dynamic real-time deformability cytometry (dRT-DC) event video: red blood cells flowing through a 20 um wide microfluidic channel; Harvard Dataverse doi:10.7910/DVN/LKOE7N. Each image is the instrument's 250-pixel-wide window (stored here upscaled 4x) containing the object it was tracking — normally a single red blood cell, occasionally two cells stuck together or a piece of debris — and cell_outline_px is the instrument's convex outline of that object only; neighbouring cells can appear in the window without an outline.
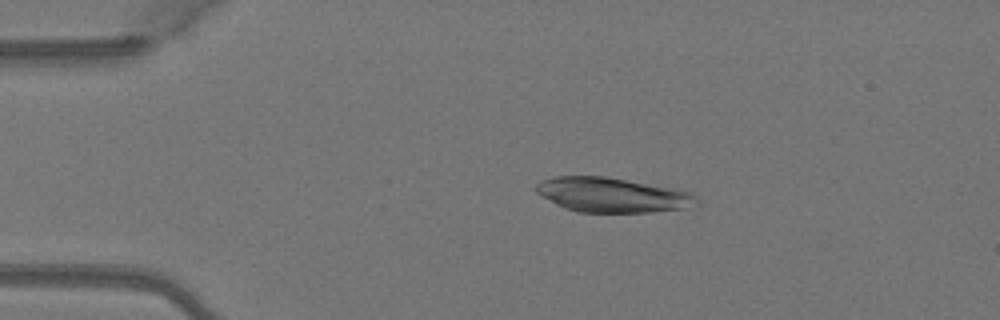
{"species": "Egyptian fruit bat (a non-hibernating species)", "species_latin": "Rousettus aegyptiacus", "temperature_condition": "warm", "stored_images_in_passage": 49, "camera_frame_rate_fps": 3000, "um_per_image_px": 0.085, "animal": {"sex": "female"}, "frame": {"image": 1, "passage_image": 10, "time_ms": 3.0, "image_size_px": [1000, 320], "cell_outline_px": [[696, 200], [684, 208], [652, 212], [580, 212], [564, 208], [556, 204], [536, 192], [536, 184], [540, 180], [556, 176], [604, 176], [692, 192], [696, 196]], "centroid_in_image_um": [51.96, 16.56], "position_along_channel_um": 33.0, "area_um2": 31.85}}
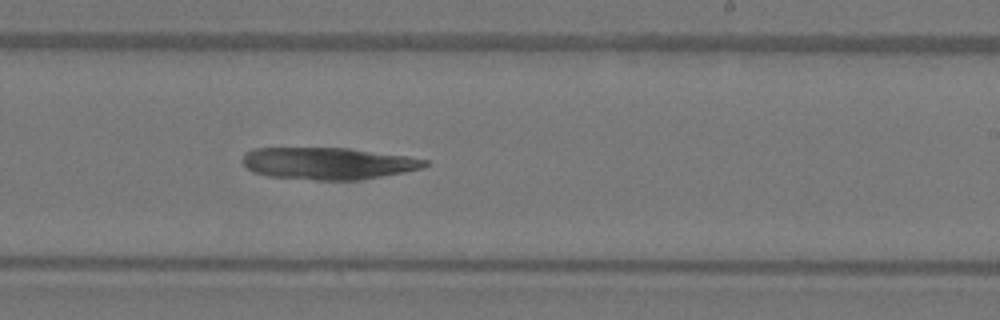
{"frame": {"image": 2, "passage_image": 30, "time_ms": 9.667, "image_size_px": [1000, 320], "cell_outline_px": [[428, 164], [424, 168], [404, 172], [360, 180], [316, 180], [268, 176], [252, 172], [240, 160], [244, 152], [252, 148], [348, 148], [408, 156], [428, 160]], "centroid_in_image_um": [27.86, 13.88], "position_along_channel_um": 261.1, "area_um2": 34.22}}
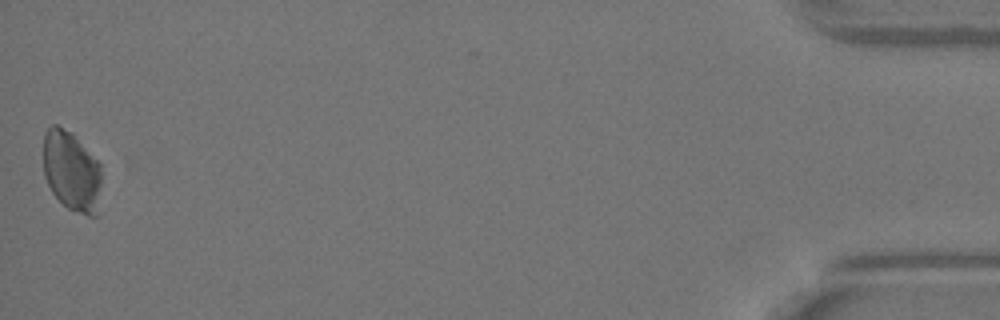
{"frame": {"image": 3, "passage_image": 49, "time_ms": 16.0, "image_size_px": [1000, 320], "cell_outline_px": [[100, 216], [88, 216], [68, 208], [52, 192], [44, 176], [44, 132], [52, 124], [56, 124], [72, 132], [100, 164]], "centroid_in_image_um": [6.1, 14.57], "position_along_channel_um": 429.1, "area_um2": 27.4}}